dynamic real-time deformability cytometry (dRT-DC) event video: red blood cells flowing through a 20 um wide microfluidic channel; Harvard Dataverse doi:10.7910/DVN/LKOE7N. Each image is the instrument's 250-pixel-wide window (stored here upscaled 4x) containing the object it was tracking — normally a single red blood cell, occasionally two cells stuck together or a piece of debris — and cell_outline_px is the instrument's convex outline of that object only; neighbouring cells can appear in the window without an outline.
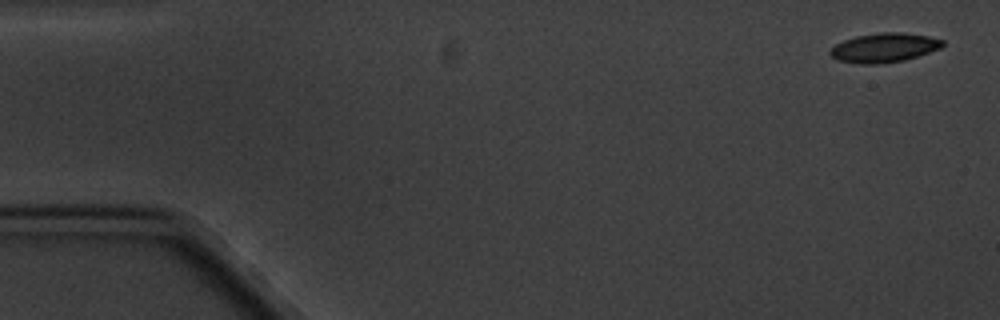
{"species": "common noctule bat (a hibernating species)", "species_latin": "Nyctalus noctula", "temperature_condition": "cold", "stored_images_in_passage": 5, "camera_frame_rate_fps": 3000, "um_per_image_px": 0.085, "animal": {"sex": "male", "body_mass_g": 20.1, "forearm_length_mm": 53.5}, "frame": {"image": 1, "passage_image": 1, "time_ms": 0.0, "image_size_px": [1000, 320], "cell_outline_px": [[944, 44], [940, 48], [904, 60], [880, 64], [860, 64], [840, 60], [832, 56], [828, 52], [836, 44], [844, 40], [856, 36], [880, 32], [900, 32], [928, 36], [944, 40]], "centroid_in_image_um": [75.15, 4.05], "position_along_channel_um": 9.8, "area_um2": 18.96}}
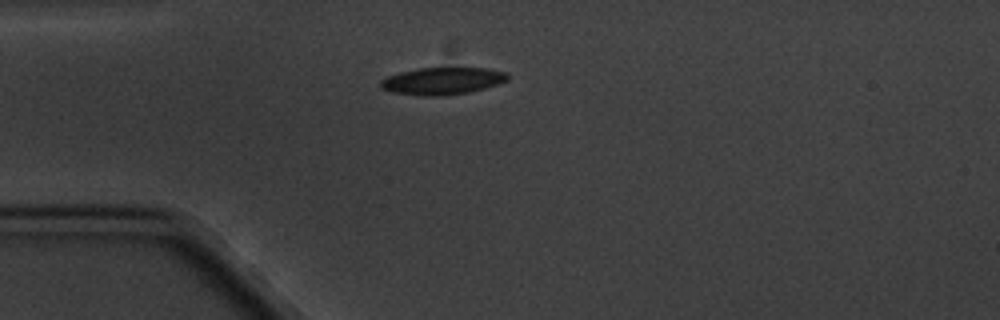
{"frame": {"image": 2, "passage_image": 5, "time_ms": 4.333, "image_size_px": [1000, 320], "cell_outline_px": [[508, 80], [484, 88], [468, 92], [440, 96], [432, 96], [392, 92], [380, 88], [380, 80], [388, 76], [400, 72], [420, 68], [488, 68], [508, 72]], "centroid_in_image_um": [37.61, 6.87], "position_along_channel_um": 47.4, "area_um2": 19.94}}